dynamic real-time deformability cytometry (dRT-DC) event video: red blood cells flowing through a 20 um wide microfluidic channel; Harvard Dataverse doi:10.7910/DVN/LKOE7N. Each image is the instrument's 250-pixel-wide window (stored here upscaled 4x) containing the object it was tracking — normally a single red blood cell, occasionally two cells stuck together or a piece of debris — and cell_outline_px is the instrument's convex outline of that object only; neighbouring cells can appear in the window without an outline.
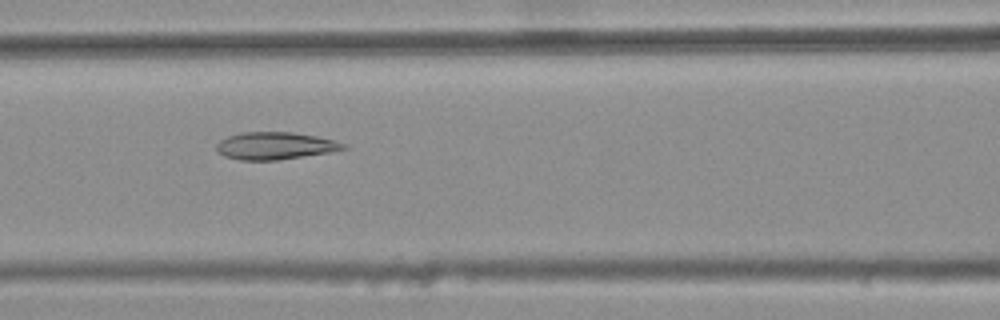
{"species": "common noctule bat (a hibernating species)", "species_latin": "Nyctalus noctula", "temperature_condition": "warm", "stored_images_in_passage": 46, "camera_frame_rate_fps": 3000, "um_per_image_px": 0.085, "animal": {"sex": "female", "body_mass_g": 25.1}, "frame": {"image": 1, "passage_image": 21, "time_ms": 6.667, "image_size_px": [1000, 320], "cell_outline_px": [[348, 148], [332, 152], [276, 160], [240, 160], [224, 156], [216, 152], [216, 144], [220, 140], [228, 136], [240, 132], [292, 132], [316, 136], [348, 144]], "centroid_in_image_um": [23.37, 12.39], "position_along_channel_um": 143.2, "area_um2": 20.35}}
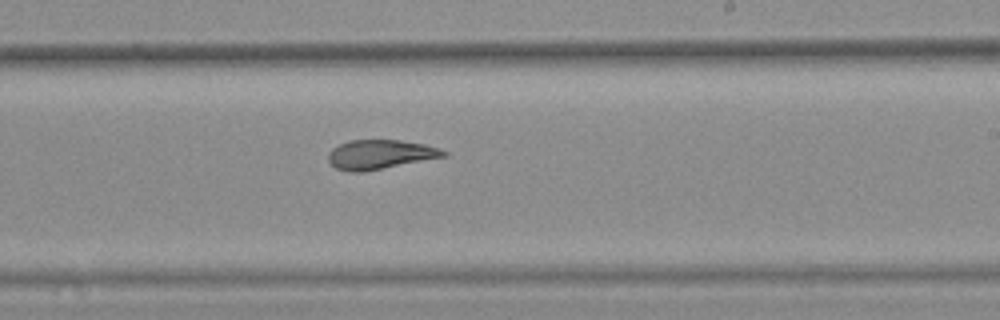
{"frame": {"image": 2, "passage_image": 30, "time_ms": 9.667, "image_size_px": [1000, 320], "cell_outline_px": [[448, 156], [364, 172], [348, 172], [336, 168], [328, 160], [328, 152], [332, 148], [348, 140], [400, 140], [424, 144], [440, 148], [448, 152]], "centroid_in_image_um": [32.32, 13.13], "position_along_channel_um": 256.7, "area_um2": 19.88}}
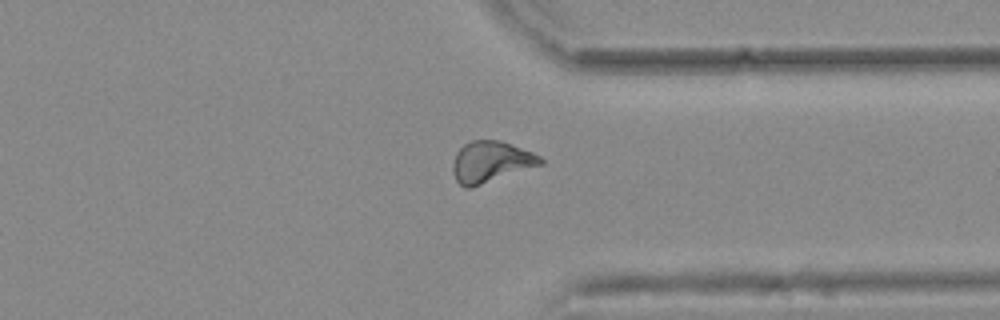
{"frame": {"image": 3, "passage_image": 39, "time_ms": 12.667, "image_size_px": [1000, 320], "cell_outline_px": [[544, 164], [472, 188], [464, 188], [456, 180], [452, 172], [452, 164], [456, 152], [464, 144], [472, 140], [500, 140], [512, 144], [532, 152], [540, 156], [544, 160]], "centroid_in_image_um": [41.72, 13.77], "position_along_channel_um": 369.7, "area_um2": 21.33}, "authors_computed_cell_mechanics": {"area_um2": 20.4901, "velocity_mm_per_s": 3.7936, "shape_relaxation_time_tau1_ms": null, "shape_relaxation_time_tau2_ms": 3.0906, "deformation_change_tau1": null, "deformation_change_tau2": 0.0864}}